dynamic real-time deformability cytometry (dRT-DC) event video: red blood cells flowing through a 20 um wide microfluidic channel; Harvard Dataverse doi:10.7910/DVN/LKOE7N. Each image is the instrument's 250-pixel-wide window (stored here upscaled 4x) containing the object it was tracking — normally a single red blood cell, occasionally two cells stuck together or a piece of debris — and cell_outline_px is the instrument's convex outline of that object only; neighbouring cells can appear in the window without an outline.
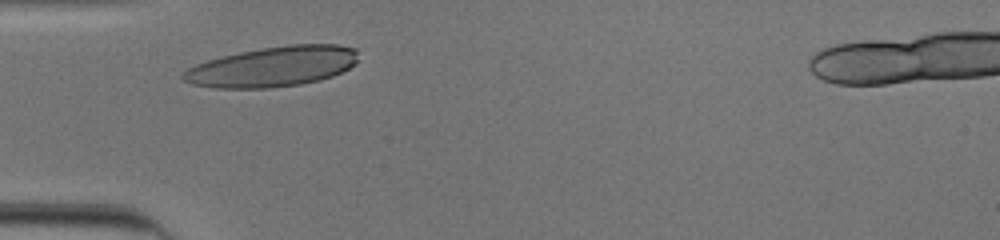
{"species": "human", "species_latin": "Homo sapiens", "temperature_condition": "cold", "stored_images_in_passage": 29, "camera_frame_rate_fps": 3000, "um_per_image_px": 0.085, "donor": {"sex": "male"}, "frame": {"image": 1, "passage_image": 4, "time_ms": 1.0, "image_size_px": [1000, 240], "cell_outline_px": [[360, 60], [356, 64], [332, 76], [320, 80], [300, 84], [268, 88], [212, 88], [192, 84], [184, 80], [180, 76], [188, 68], [196, 64], [208, 60], [240, 52], [260, 48], [288, 44], [336, 44], [356, 48]], "centroid_in_image_um": [23.21, 5.66], "position_along_channel_um": 61.8, "area_um2": 41.15}}
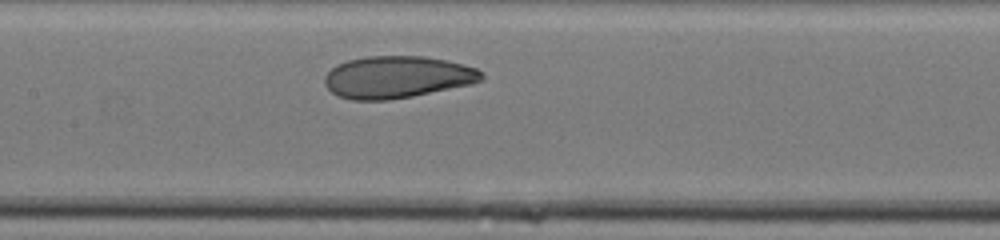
{"frame": {"image": 2, "passage_image": 13, "time_ms": 4.0, "image_size_px": [1000, 240], "cell_outline_px": [[484, 80], [472, 84], [412, 96], [388, 100], [352, 100], [336, 96], [324, 84], [324, 76], [336, 64], [348, 60], [368, 56], [424, 56], [448, 60], [464, 64], [476, 68], [484, 72]], "centroid_in_image_um": [33.78, 6.55], "position_along_channel_um": 173.6, "area_um2": 38.78}}
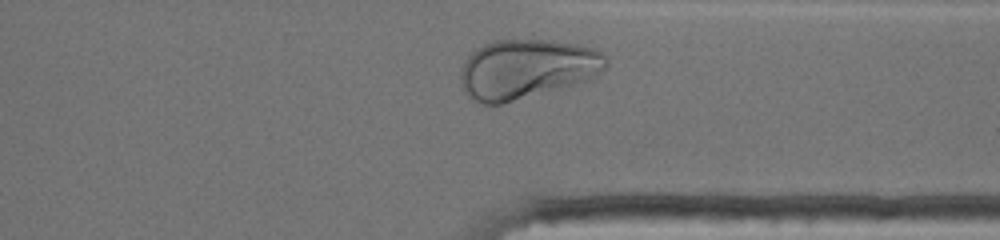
{"frame": {"image": 3, "passage_image": 28, "time_ms": 9.0, "image_size_px": [1000, 240], "cell_outline_px": [[608, 68], [596, 76], [588, 80], [500, 104], [484, 104], [472, 100], [464, 92], [460, 84], [460, 72], [464, 60], [476, 48], [484, 44], [496, 40], [552, 40], [576, 44], [596, 48], [608, 60]], "centroid_in_image_um": [44.76, 5.85], "position_along_channel_um": 366.6, "area_um2": 50.52}, "authors_computed_cell_mechanics": {"area_um2": 38.726, "velocity_mm_per_s": 3.862, "shape_relaxation_time_tau1_ms": 4.6567, "shape_relaxation_time_tau2_ms": 0.8476, "deformation_change_tau1": 0.1839, "deformation_change_tau2": 0.0554}}